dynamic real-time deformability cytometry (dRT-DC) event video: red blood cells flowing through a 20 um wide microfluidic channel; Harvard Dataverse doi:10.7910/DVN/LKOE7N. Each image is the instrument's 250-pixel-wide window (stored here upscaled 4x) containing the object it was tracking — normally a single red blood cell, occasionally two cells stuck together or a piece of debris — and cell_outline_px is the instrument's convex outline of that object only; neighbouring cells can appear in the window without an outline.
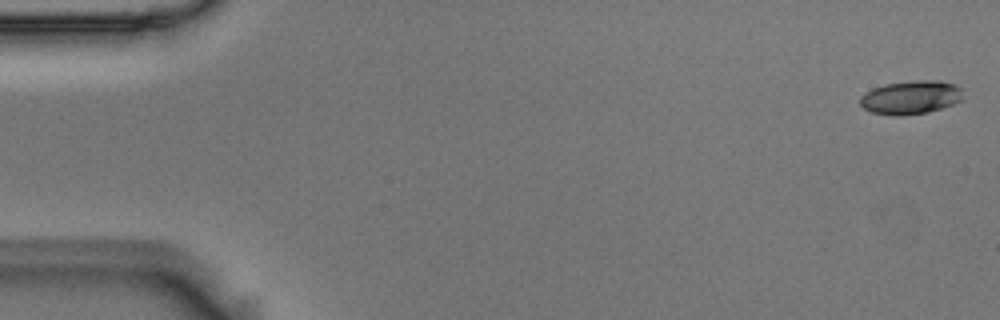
{"species": "Egyptian fruit bat (a non-hibernating species)", "species_latin": "Rousettus aegyptiacus", "temperature_condition": "room temperature", "stored_images_in_passage": 55, "camera_frame_rate_fps": 3000, "um_per_image_px": 0.085, "animal": {"sex": "male"}, "frame": {"image": 1, "passage_image": 1, "time_ms": 0.0, "image_size_px": [1000, 320], "cell_outline_px": [[964, 100], [928, 112], [900, 116], [892, 116], [872, 112], [864, 108], [860, 104], [860, 96], [864, 92], [872, 88], [884, 84], [916, 80], [940, 80], [956, 84], [964, 88]], "centroid_in_image_um": [77.46, 8.26], "position_along_channel_um": 7.5, "area_um2": 20.58}}
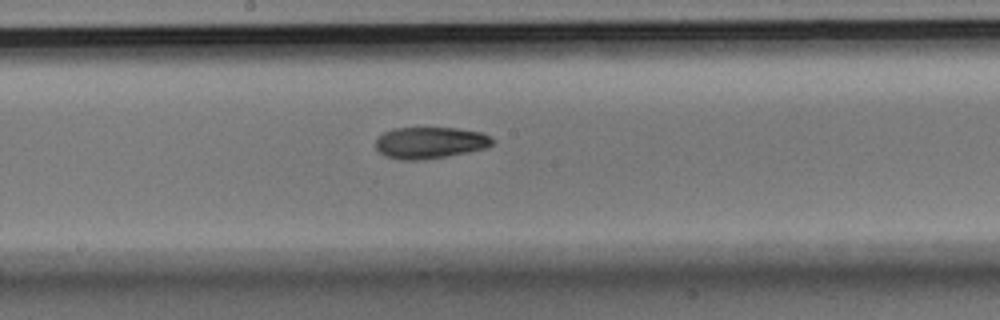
{"frame": {"image": 2, "passage_image": 29, "time_ms": 9.333, "image_size_px": [1000, 320], "cell_outline_px": [[496, 140], [492, 144], [484, 148], [468, 152], [424, 160], [400, 160], [384, 156], [376, 148], [376, 140], [384, 132], [392, 128], [456, 128], [480, 132]], "centroid_in_image_um": [36.53, 12.14], "position_along_channel_um": 211.7, "area_um2": 21.44}}
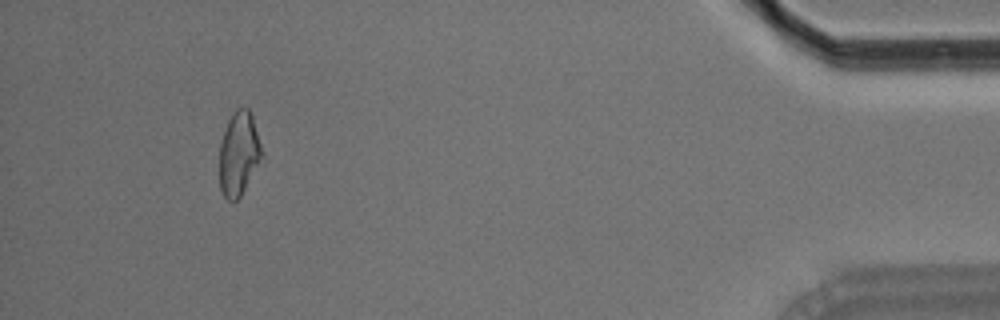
{"frame": {"image": 3, "passage_image": 51, "time_ms": 16.667, "image_size_px": [1000, 320], "cell_outline_px": [[264, 164], [240, 196], [232, 204], [224, 196], [220, 188], [220, 144], [228, 120], [232, 112], [236, 108], [248, 108], [252, 112], [264, 156]], "centroid_in_image_um": [20.36, 13.09], "position_along_channel_um": 414.8, "area_um2": 21.56}, "authors_computed_cell_mechanics": {"area_um2": 21.5016, "velocity_mm_per_s": 3.6708, "shape_relaxation_time_tau1_ms": 6.1083, "shape_relaxation_time_tau2_ms": 5.0377, "deformation_change_tau1": 0.157, "deformation_change_tau2": 0.1312}}